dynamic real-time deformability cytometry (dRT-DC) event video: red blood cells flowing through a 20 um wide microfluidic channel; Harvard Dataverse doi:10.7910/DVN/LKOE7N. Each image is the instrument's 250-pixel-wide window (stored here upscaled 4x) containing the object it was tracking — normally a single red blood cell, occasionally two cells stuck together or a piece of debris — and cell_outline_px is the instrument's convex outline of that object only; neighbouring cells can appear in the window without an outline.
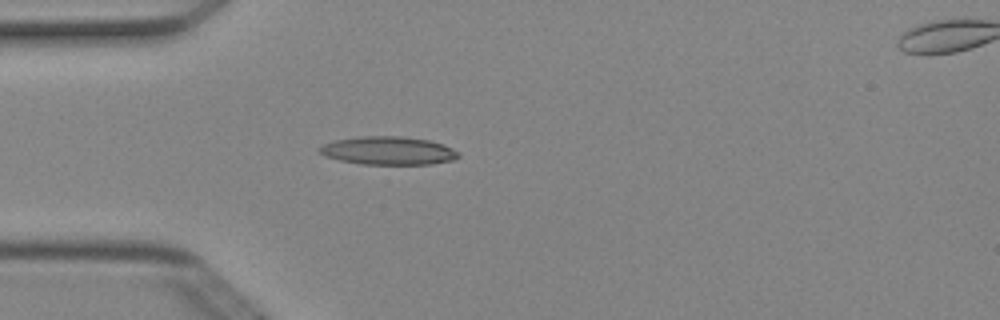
{"species": "Egyptian fruit bat (a non-hibernating species)", "species_latin": "Rousettus aegyptiacus", "temperature_condition": "cold", "stored_images_in_passage": 5, "camera_frame_rate_fps": 3000, "um_per_image_px": 0.085, "animal": {"sex": "female"}, "frame": {"image": 1, "passage_image": 4, "time_ms": 1.0, "image_size_px": [1000, 320], "cell_outline_px": [[460, 156], [452, 160], [432, 164], [360, 164], [340, 160], [324, 156], [316, 152], [316, 148], [324, 144], [336, 140], [360, 136], [400, 136], [428, 140], [444, 144], [460, 152]], "centroid_in_image_um": [32.98, 12.8], "position_along_channel_um": 52.0, "area_um2": 23.0}}